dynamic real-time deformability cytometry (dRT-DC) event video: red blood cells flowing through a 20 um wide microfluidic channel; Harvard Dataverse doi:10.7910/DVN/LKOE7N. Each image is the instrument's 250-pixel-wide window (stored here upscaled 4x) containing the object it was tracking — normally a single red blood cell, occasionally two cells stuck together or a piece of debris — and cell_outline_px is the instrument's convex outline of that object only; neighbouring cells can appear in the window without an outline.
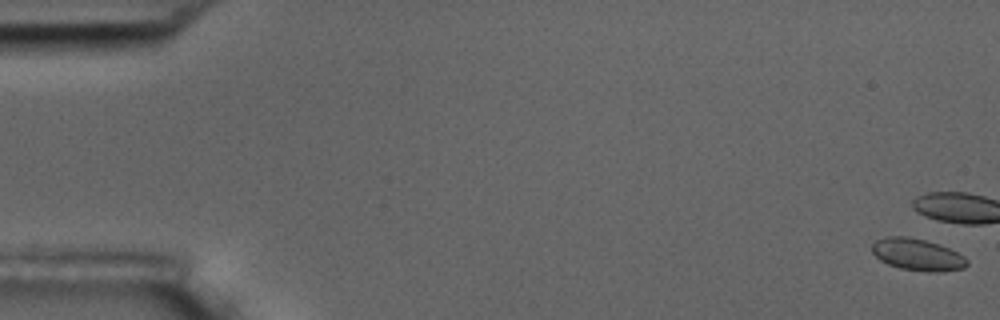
{"species": "common noctule bat (a hibernating species)", "species_latin": "Nyctalus noctula", "temperature_condition": "room temperature", "stored_images_in_passage": 16, "camera_frame_rate_fps": 3000, "um_per_image_px": 0.085, "animal": {"sex": "male", "body_mass_g": 17.5, "forearm_length_mm": 52.3}, "frame": {"image": 1, "passage_image": 1, "time_ms": 0.0, "image_size_px": [1000, 320], "cell_outline_px": [[968, 264], [964, 268], [940, 272], [928, 272], [900, 268], [888, 264], [880, 260], [872, 252], [872, 244], [876, 240], [884, 236], [908, 236], [940, 244], [964, 256], [968, 260]], "centroid_in_image_um": [77.97, 21.63], "position_along_channel_um": 7.0, "area_um2": 17.74}}
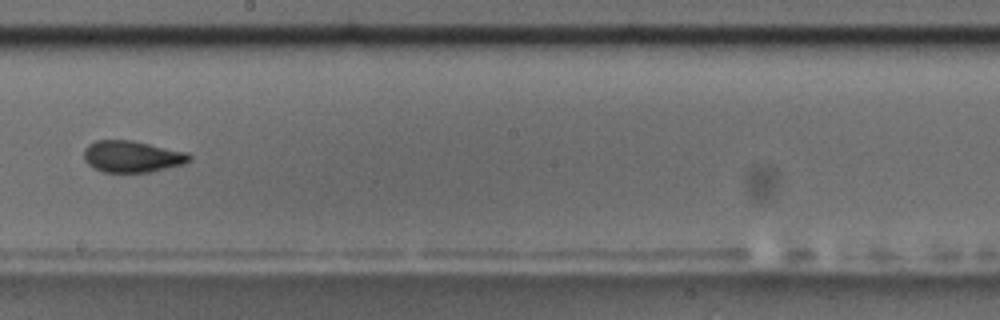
{"frame": {"image": 2, "passage_image": 10, "time_ms": 11.333, "image_size_px": [1000, 320], "cell_outline_px": [[192, 160], [184, 164], [152, 172], [104, 172], [88, 164], [84, 160], [84, 148], [88, 144], [96, 140], [132, 140], [188, 152], [192, 156]], "centroid_in_image_um": [11.26, 13.3], "position_along_channel_um": 236.9, "area_um2": 19.59}, "authors_computed_cell_mechanics": {"area_um2": 19.6809, "velocity_mm_per_s": 3.5644, "shape_relaxation_time_tau1_ms": 7.1833, "shape_relaxation_time_tau2_ms": 1.7057, "deformation_change_tau1": 0.1525, "deformation_change_tau2": 0.0538}}